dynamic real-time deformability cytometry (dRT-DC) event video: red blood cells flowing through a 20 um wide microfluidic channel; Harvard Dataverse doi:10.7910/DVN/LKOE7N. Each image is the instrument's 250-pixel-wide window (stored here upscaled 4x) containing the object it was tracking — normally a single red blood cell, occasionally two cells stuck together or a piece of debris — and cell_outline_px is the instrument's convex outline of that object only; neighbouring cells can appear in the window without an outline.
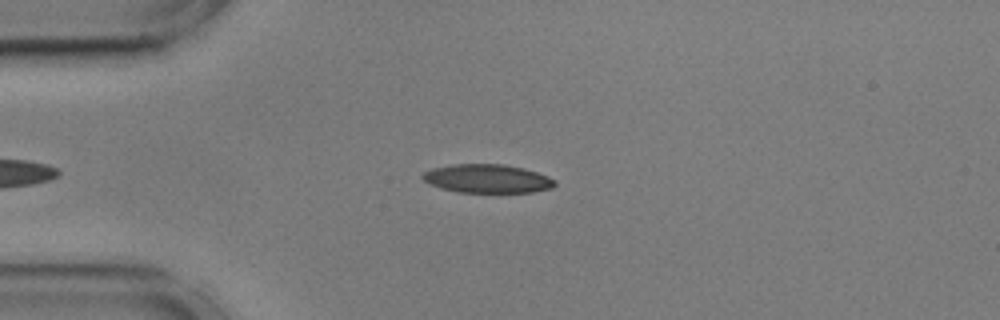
{"species": "common noctule bat (a hibernating species)", "species_latin": "Nyctalus noctula", "temperature_condition": "cold", "stored_images_in_passage": 42, "camera_frame_rate_fps": 3000, "um_per_image_px": 0.085, "animal": {"sex": "male", "body_mass_g": 17.9, "forearm_length_mm": 54.2}, "frame": {"image": 1, "passage_image": 4, "time_ms": 1.0, "image_size_px": [1000, 320], "cell_outline_px": [[556, 184], [552, 188], [532, 192], [456, 192], [440, 188], [424, 180], [420, 176], [424, 172], [432, 168], [452, 164], [504, 164], [524, 168], [548, 176], [556, 180]], "centroid_in_image_um": [41.43, 15.18], "position_along_channel_um": 43.6, "area_um2": 22.08}}
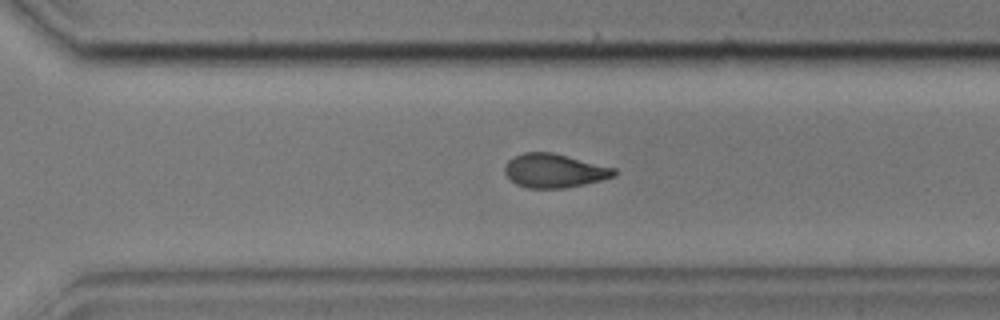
{"frame": {"image": 2, "passage_image": 29, "time_ms": 9.333, "image_size_px": [1000, 320], "cell_outline_px": [[616, 176], [584, 184], [564, 188], [528, 188], [516, 184], [504, 172], [504, 164], [512, 156], [524, 152], [552, 152], [616, 168]], "centroid_in_image_um": [47.09, 14.5], "position_along_channel_um": 323.5, "area_um2": 21.62}}
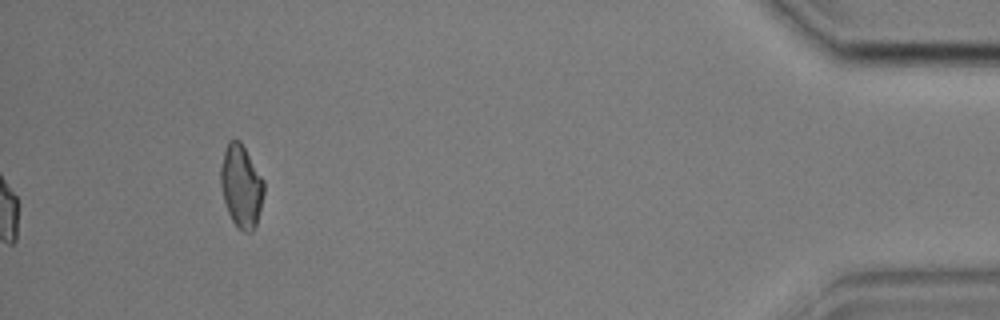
{"frame": {"image": 3, "passage_image": 42, "time_ms": 13.667, "image_size_px": [1000, 320], "cell_outline_px": [[264, 192], [256, 224], [252, 232], [244, 232], [232, 220], [228, 212], [224, 200], [220, 184], [220, 168], [224, 152], [228, 140], [240, 140], [264, 180]], "centroid_in_image_um": [20.5, 15.8], "position_along_channel_um": 414.7, "area_um2": 20.63}, "authors_computed_cell_mechanics": {"area_um2": 21.9062, "velocity_mm_per_s": 3.5885, "shape_relaxation_time_tau1_ms": 6.8204, "shape_relaxation_time_tau2_ms": 3.5805, "deformation_change_tau1": 0.1706, "deformation_change_tau2": 0.0839}}